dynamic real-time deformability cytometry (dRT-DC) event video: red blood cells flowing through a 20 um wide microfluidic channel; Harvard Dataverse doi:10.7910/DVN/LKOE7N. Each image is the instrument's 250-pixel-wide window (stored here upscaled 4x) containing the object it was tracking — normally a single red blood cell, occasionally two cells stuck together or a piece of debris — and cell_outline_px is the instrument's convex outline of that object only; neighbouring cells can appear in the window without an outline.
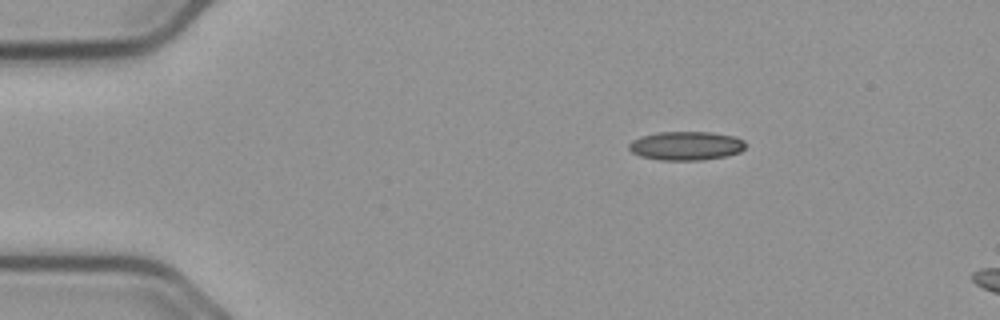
{"species": "common noctule bat (a hibernating species)", "species_latin": "Nyctalus noctula", "temperature_condition": "cold", "stored_images_in_passage": 6, "camera_frame_rate_fps": 3000, "um_per_image_px": 0.085, "animal": {"sex": "male", "body_mass_g": 23.1, "forearm_length_mm": 52.7}, "frame": {"image": 1, "passage_image": 1, "time_ms": 0.0, "image_size_px": [1000, 320], "cell_outline_px": [[744, 148], [740, 152], [724, 156], [704, 160], [660, 160], [640, 156], [632, 152], [628, 148], [628, 144], [632, 140], [644, 136], [660, 132], [712, 132], [732, 136], [744, 140]], "centroid_in_image_um": [58.3, 12.4], "position_along_channel_um": 26.7, "area_um2": 19.42}}